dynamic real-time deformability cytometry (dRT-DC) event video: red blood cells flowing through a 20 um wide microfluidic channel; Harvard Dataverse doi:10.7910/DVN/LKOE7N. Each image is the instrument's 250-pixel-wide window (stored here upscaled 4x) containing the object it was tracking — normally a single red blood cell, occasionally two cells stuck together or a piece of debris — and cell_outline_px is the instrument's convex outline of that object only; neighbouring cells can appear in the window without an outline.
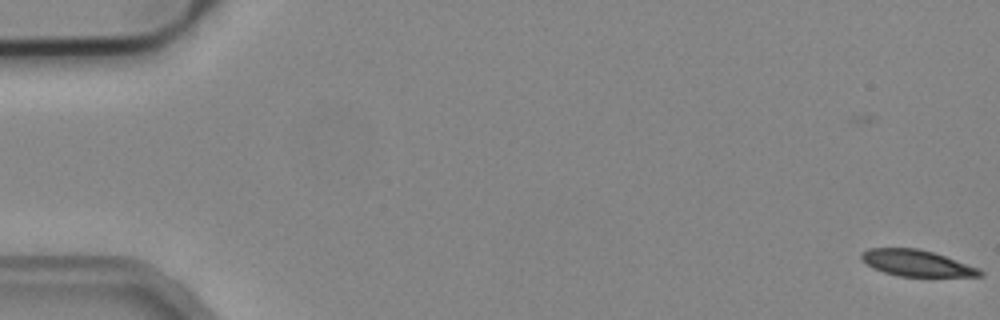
{"species": "common noctule bat (a hibernating species)", "species_latin": "Nyctalus noctula", "temperature_condition": "cold", "stored_images_in_passage": 53, "camera_frame_rate_fps": 3000, "um_per_image_px": 0.085, "animal": {"sex": "male", "body_mass_g": 19.2, "forearm_length_mm": 51.8}, "frame": {"image": 1, "passage_image": 1, "time_ms": 0.0, "image_size_px": [1000, 320], "cell_outline_px": [[984, 276], [900, 276], [884, 272], [872, 268], [860, 260], [860, 252], [868, 248], [916, 248], [932, 252], [980, 268], [984, 272]], "centroid_in_image_um": [77.87, 22.36], "position_along_channel_um": 7.1, "area_um2": 18.15}}
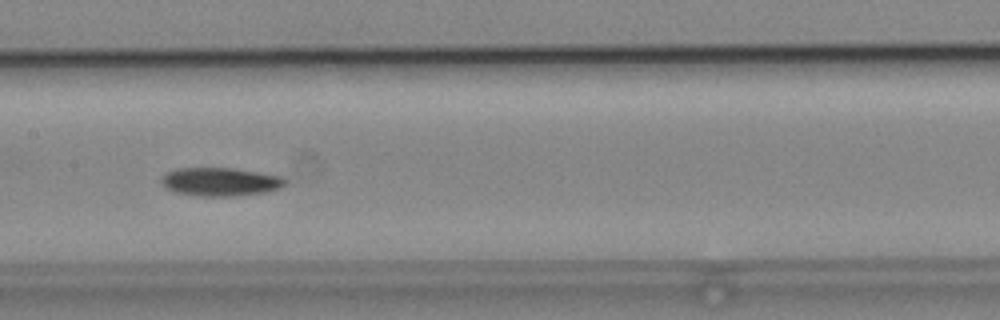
{"frame": {"image": 2, "passage_image": 27, "time_ms": 8.667, "image_size_px": [1000, 320], "cell_outline_px": [[284, 184], [280, 188], [264, 192], [236, 196], [200, 196], [176, 192], [168, 188], [160, 180], [160, 176], [176, 168], [232, 168], [284, 176]], "centroid_in_image_um": [18.72, 15.44], "position_along_channel_um": 188.7, "area_um2": 20.35}}
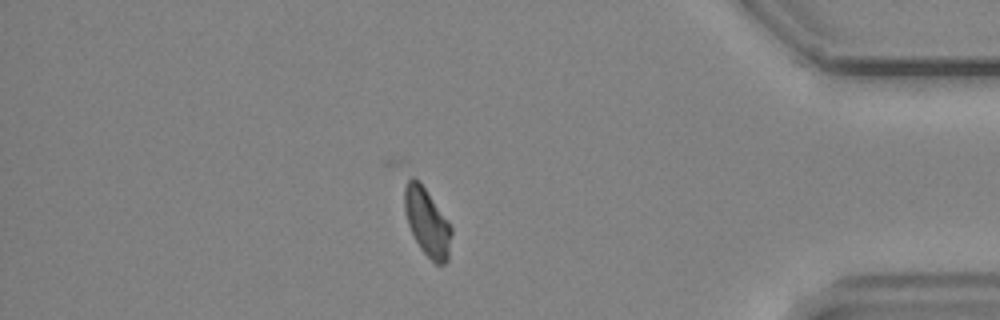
{"frame": {"image": 3, "passage_image": 46, "time_ms": 15.0, "image_size_px": [1000, 320], "cell_outline_px": [[452, 232], [448, 260], [444, 264], [436, 264], [420, 248], [408, 224], [404, 208], [404, 188], [408, 180], [412, 176], [424, 188], [452, 228]], "centroid_in_image_um": [36.3, 18.92], "position_along_channel_um": 398.9, "area_um2": 17.92}, "authors_computed_cell_mechanics": {"area_um2": 19.941, "velocity_mm_per_s": 3.8922, "shape_relaxation_time_tau1_ms": 6.4844, "shape_relaxation_time_tau2_ms": null, "deformation_change_tau1": 0.1376, "deformation_change_tau2": null}}